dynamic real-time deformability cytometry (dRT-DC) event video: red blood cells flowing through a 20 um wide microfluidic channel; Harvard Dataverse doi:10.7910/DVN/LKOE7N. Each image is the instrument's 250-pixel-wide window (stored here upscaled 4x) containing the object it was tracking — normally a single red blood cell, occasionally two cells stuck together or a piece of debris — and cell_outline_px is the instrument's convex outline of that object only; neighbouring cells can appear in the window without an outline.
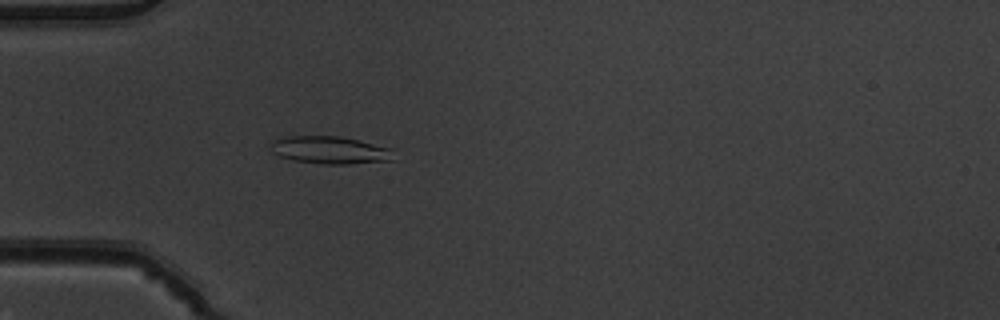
{"species": "common noctule bat (a hibernating species)", "species_latin": "Nyctalus noctula", "temperature_condition": "warm", "stored_images_in_passage": 38, "camera_frame_rate_fps": 3000, "um_per_image_px": 0.085, "animal": {"sex": "male", "body_mass_g": 19.5, "forearm_length_mm": 54.6}, "frame": {"image": 1, "passage_image": 2, "time_ms": 0.333, "image_size_px": [1000, 320], "cell_outline_px": [[396, 160], [348, 164], [320, 164], [292, 160], [280, 156], [272, 152], [268, 144], [276, 140], [288, 136], [340, 136], [392, 148]], "centroid_in_image_um": [28.08, 12.76], "position_along_channel_um": 56.9, "area_um2": 19.94}}
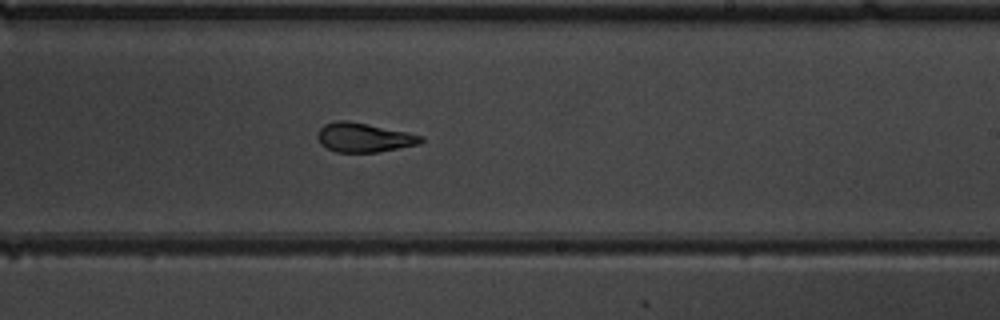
{"frame": {"image": 2, "passage_image": 18, "time_ms": 5.667, "image_size_px": [1000, 320], "cell_outline_px": [[424, 140], [420, 144], [380, 152], [336, 152], [320, 144], [316, 136], [316, 132], [324, 124], [336, 120], [344, 120], [368, 124], [408, 132], [424, 136]], "centroid_in_image_um": [30.93, 11.69], "position_along_channel_um": 258.1, "area_um2": 17.8}}
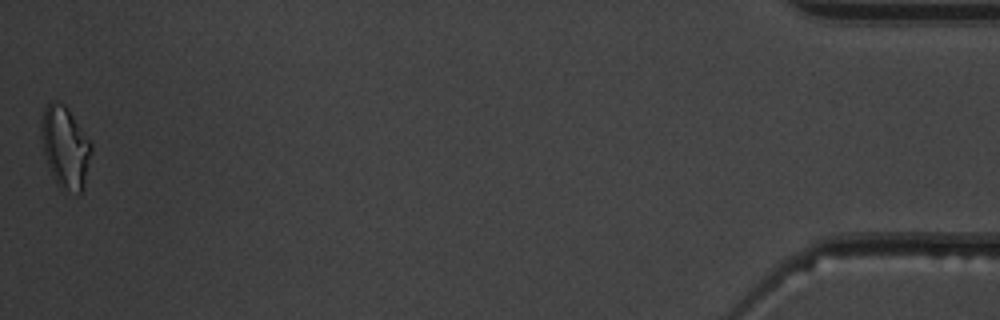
{"frame": {"image": 3, "passage_image": 38, "time_ms": 12.333, "image_size_px": [1000, 320], "cell_outline_px": [[92, 152], [84, 188], [80, 192], [76, 192], [60, 188], [56, 184], [48, 164], [44, 152], [40, 136], [40, 124], [44, 108], [52, 100], [56, 100], [64, 104], [68, 108], [92, 144]], "centroid_in_image_um": [5.54, 12.49], "position_along_channel_um": 429.7, "area_um2": 23.93}, "authors_computed_cell_mechanics": {"area_um2": 17.7735, "velocity_mm_per_s": 3.9078, "shape_relaxation_time_tau1_ms": 11.1644, "shape_relaxation_time_tau2_ms": 2.8855, "deformation_change_tau1": 0.2946, "deformation_change_tau2": 0.0596}}